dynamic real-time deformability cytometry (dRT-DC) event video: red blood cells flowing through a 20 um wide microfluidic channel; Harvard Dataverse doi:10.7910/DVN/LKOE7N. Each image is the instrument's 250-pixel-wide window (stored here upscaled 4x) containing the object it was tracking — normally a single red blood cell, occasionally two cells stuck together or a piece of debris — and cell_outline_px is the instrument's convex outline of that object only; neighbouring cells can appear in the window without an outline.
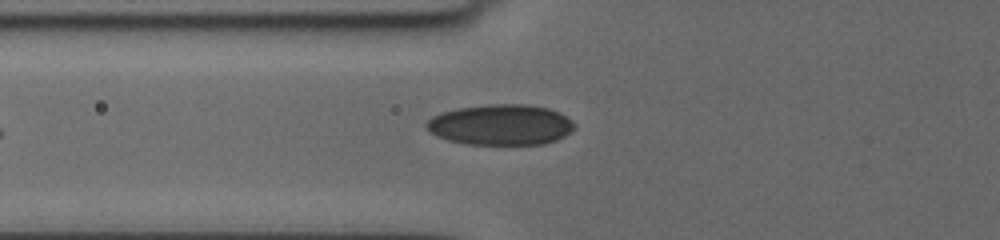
{"species": "human", "species_latin": "Homo sapiens", "temperature_condition": "cold", "stored_images_in_passage": 4, "camera_frame_rate_fps": 3000, "um_per_image_px": 0.085, "donor": {"sex": "female"}, "frame": {"image": 1, "passage_image": 2, "time_ms": 0.333, "image_size_px": [1000, 240], "cell_outline_px": [[576, 128], [572, 132], [556, 140], [544, 144], [464, 144], [448, 140], [436, 136], [428, 132], [424, 128], [424, 124], [432, 116], [440, 112], [456, 108], [488, 104], [528, 104], [548, 108], [560, 112], [572, 120], [576, 124]], "centroid_in_image_um": [42.55, 10.6], "position_along_channel_um": 83.3, "area_um2": 35.66}}